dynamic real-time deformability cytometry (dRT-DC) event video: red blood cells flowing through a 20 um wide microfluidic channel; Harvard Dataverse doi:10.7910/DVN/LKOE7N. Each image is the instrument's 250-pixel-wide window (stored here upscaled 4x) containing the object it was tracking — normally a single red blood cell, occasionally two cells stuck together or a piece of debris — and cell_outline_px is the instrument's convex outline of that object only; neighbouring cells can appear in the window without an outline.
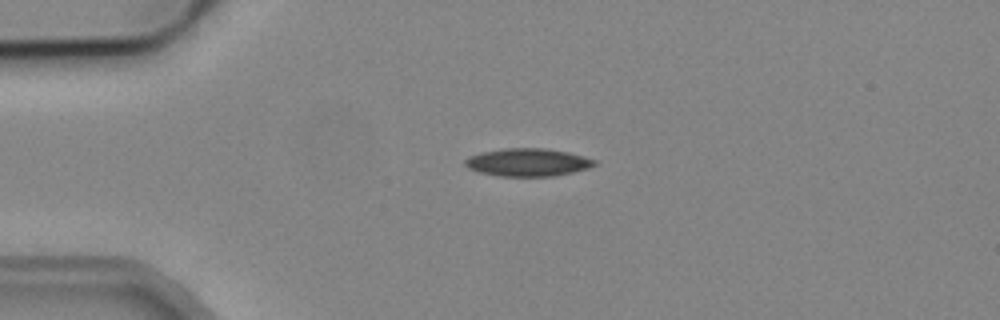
{"species": "common noctule bat (a hibernating species)", "species_latin": "Nyctalus noctula", "temperature_condition": "cold", "stored_images_in_passage": 3, "camera_frame_rate_fps": 3000, "um_per_image_px": 0.085, "animal": {"sex": "male", "body_mass_g": 19.2, "forearm_length_mm": 51.8}, "frame": {"image": 1, "passage_image": 1, "time_ms": 0.0, "image_size_px": [1000, 320], "cell_outline_px": [[596, 164], [588, 168], [572, 172], [552, 176], [500, 176], [480, 172], [468, 168], [464, 164], [464, 160], [468, 156], [480, 152], [504, 148], [544, 148], [568, 152], [584, 156], [596, 160]], "centroid_in_image_um": [44.83, 13.79], "position_along_channel_um": 40.2, "area_um2": 20.98}}